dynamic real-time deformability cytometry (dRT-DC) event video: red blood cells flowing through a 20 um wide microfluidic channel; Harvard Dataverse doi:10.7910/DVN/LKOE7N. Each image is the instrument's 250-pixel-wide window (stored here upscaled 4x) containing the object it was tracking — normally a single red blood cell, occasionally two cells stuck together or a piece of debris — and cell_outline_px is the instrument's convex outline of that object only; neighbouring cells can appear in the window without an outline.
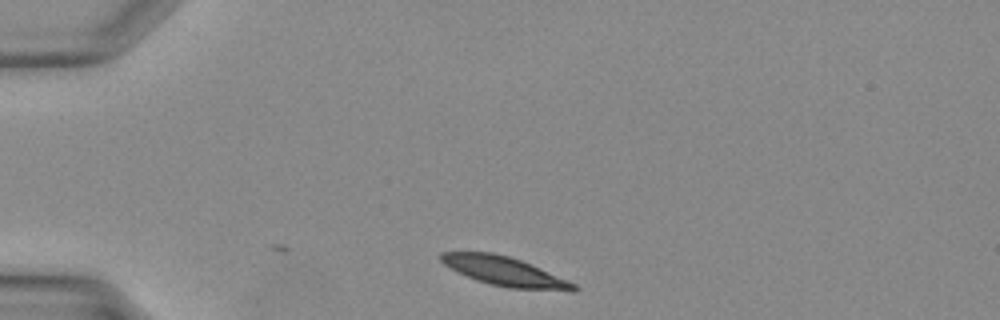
{"species": "Egyptian fruit bat (a non-hibernating species)", "species_latin": "Rousettus aegyptiacus", "temperature_condition": "warm", "stored_images_in_passage": 2, "camera_frame_rate_fps": 3000, "um_per_image_px": 0.085, "animal": {"sex": "female"}, "frame": {"image": 1, "passage_image": 2, "time_ms": 0.333, "image_size_px": [1000, 320], "cell_outline_px": [[580, 288], [576, 292], [572, 292], [508, 288], [476, 280], [444, 264], [440, 260], [440, 252], [492, 252], [508, 256], [520, 260], [568, 280], [576, 284]], "centroid_in_image_um": [42.98, 23.09], "position_along_channel_um": 42.0, "area_um2": 22.43}}